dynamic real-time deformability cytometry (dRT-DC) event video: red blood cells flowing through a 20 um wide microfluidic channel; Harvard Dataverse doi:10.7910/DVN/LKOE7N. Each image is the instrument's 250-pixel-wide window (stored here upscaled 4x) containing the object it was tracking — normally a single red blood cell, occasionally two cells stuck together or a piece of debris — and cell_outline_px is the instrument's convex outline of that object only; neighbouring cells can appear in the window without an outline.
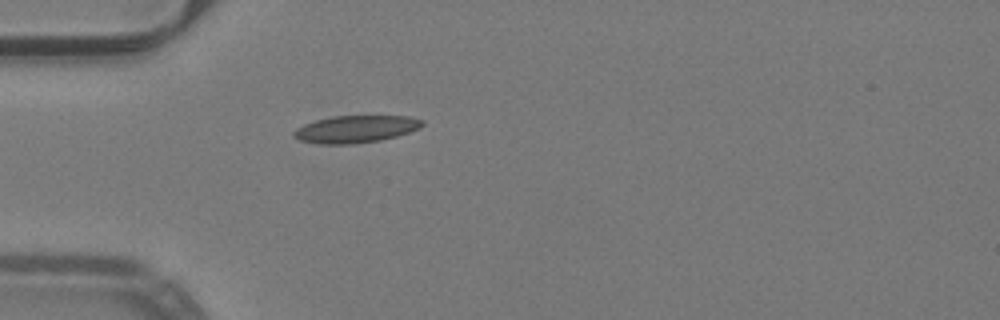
{"species": "common noctule bat (a hibernating species)", "species_latin": "Nyctalus noctula", "temperature_condition": "warm", "stored_images_in_passage": 37, "camera_frame_rate_fps": 3000, "um_per_image_px": 0.085, "animal": {"sex": "male", "body_mass_g": 19.2, "forearm_length_mm": 51.8}, "frame": {"image": 1, "passage_image": 1, "time_ms": 0.0, "image_size_px": [1000, 320], "cell_outline_px": [[424, 124], [420, 128], [396, 136], [380, 140], [352, 144], [316, 144], [300, 140], [292, 136], [292, 132], [296, 128], [304, 124], [316, 120], [332, 116], [408, 116], [424, 120]], "centroid_in_image_um": [30.21, 10.97], "position_along_channel_um": 54.8, "area_um2": 20.46}}
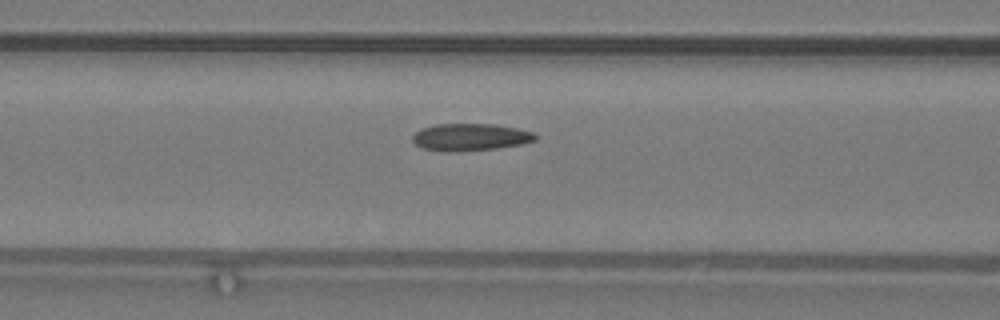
{"frame": {"image": 2, "passage_image": 7, "time_ms": 2.0, "image_size_px": [1000, 320], "cell_outline_px": [[536, 140], [524, 144], [496, 148], [460, 152], [444, 152], [420, 148], [412, 140], [412, 136], [420, 128], [436, 124], [496, 124], [516, 128], [532, 132], [536, 136]], "centroid_in_image_um": [39.94, 11.66], "position_along_channel_um": 126.7, "area_um2": 19.71}}
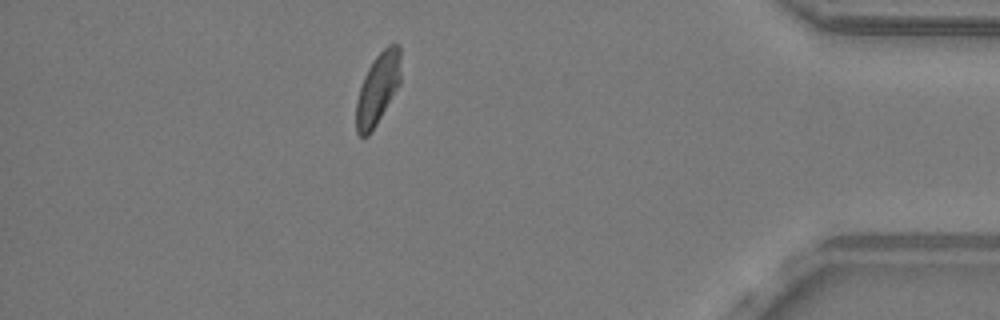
{"frame": {"image": 3, "passage_image": 31, "time_ms": 10.0, "image_size_px": [1000, 320], "cell_outline_px": [[400, 84], [376, 124], [368, 136], [360, 136], [356, 132], [356, 100], [364, 76], [372, 60], [388, 44], [400, 44]], "centroid_in_image_um": [32.11, 7.52], "position_along_channel_um": 403.1, "area_um2": 18.44}, "authors_computed_cell_mechanics": {"area_um2": 19.3052, "velocity_mm_per_s": 3.9972, "shape_relaxation_time_tau1_ms": null, "shape_relaxation_time_tau2_ms": 1.9507, "deformation_change_tau1": null, "deformation_change_tau2": 0.085}}